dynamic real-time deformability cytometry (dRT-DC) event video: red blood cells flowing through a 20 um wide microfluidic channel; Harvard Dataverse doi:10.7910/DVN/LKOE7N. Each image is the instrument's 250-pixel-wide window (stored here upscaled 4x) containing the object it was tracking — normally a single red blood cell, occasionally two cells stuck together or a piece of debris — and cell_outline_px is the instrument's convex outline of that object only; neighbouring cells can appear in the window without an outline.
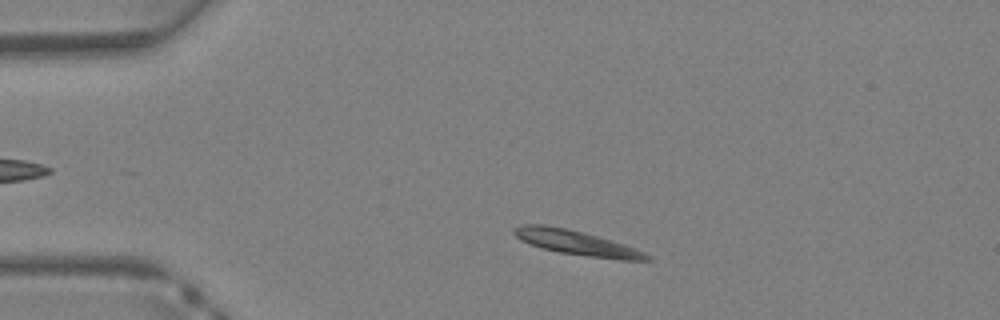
{"species": "Egyptian fruit bat (a non-hibernating species)", "species_latin": "Rousettus aegyptiacus", "temperature_condition": "warm", "stored_images_in_passage": 33, "camera_frame_rate_fps": 3000, "um_per_image_px": 0.085, "animal": {"sex": "female"}, "frame": {"image": 1, "passage_image": 4, "time_ms": 1.0, "image_size_px": [1000, 320], "cell_outline_px": [[652, 260], [620, 260], [588, 256], [560, 252], [540, 248], [520, 240], [512, 232], [512, 228], [520, 224], [544, 224], [568, 228], [584, 232], [624, 244], [644, 252], [652, 256]], "centroid_in_image_um": [48.97, 20.62], "position_along_channel_um": 36.0, "area_um2": 19.19}}
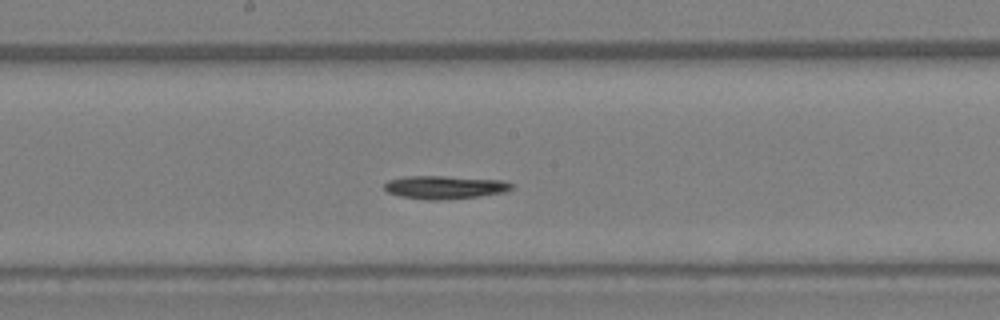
{"frame": {"image": 2, "passage_image": 16, "time_ms": 5.0, "image_size_px": [1000, 320], "cell_outline_px": [[512, 188], [504, 192], [480, 196], [440, 200], [428, 200], [400, 196], [388, 192], [384, 188], [384, 184], [388, 180], [404, 176], [448, 176], [504, 180], [512, 184]], "centroid_in_image_um": [37.79, 15.91], "position_along_channel_um": 210.4, "area_um2": 17.22}}
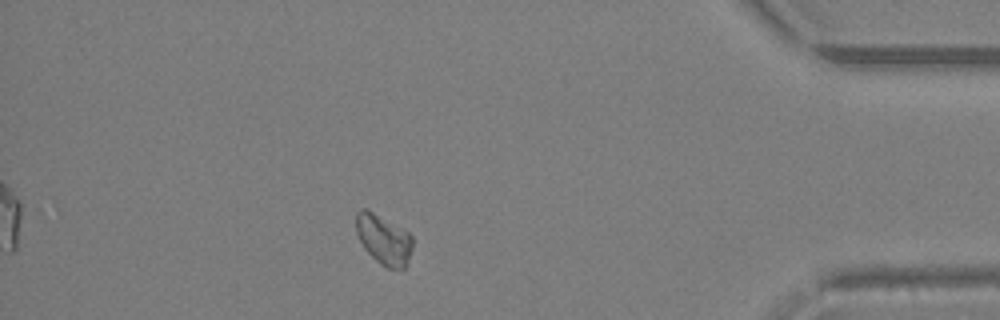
{"frame": {"image": 3, "passage_image": 29, "time_ms": 9.333, "image_size_px": [1000, 320], "cell_outline_px": [[412, 248], [404, 268], [388, 268], [380, 264], [364, 248], [356, 232], [356, 212], [360, 208], [368, 208], [408, 232], [412, 236]], "centroid_in_image_um": [32.58, 20.32], "position_along_channel_um": 402.6, "area_um2": 16.3}}